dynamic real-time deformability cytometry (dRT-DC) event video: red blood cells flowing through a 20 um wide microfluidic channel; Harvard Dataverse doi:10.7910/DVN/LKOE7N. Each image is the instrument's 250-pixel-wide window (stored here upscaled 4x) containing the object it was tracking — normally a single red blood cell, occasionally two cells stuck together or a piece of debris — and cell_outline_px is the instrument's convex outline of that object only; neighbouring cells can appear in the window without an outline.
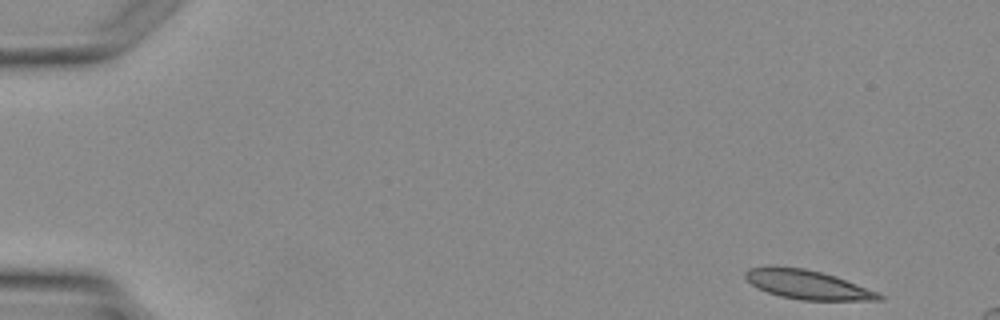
{"species": "Egyptian fruit bat (a non-hibernating species)", "species_latin": "Rousettus aegyptiacus", "temperature_condition": "warm", "stored_images_in_passage": 4, "camera_frame_rate_fps": 3000, "um_per_image_px": 0.085, "animal": {"sex": "female"}, "frame": {"image": 1, "passage_image": 1, "time_ms": 0.0, "image_size_px": [1000, 320], "cell_outline_px": [[884, 300], [800, 300], [780, 296], [768, 292], [752, 284], [744, 276], [744, 272], [748, 268], [804, 268], [836, 276], [876, 292], [884, 296]], "centroid_in_image_um": [68.67, 24.22], "position_along_channel_um": 16.3, "area_um2": 21.91}}